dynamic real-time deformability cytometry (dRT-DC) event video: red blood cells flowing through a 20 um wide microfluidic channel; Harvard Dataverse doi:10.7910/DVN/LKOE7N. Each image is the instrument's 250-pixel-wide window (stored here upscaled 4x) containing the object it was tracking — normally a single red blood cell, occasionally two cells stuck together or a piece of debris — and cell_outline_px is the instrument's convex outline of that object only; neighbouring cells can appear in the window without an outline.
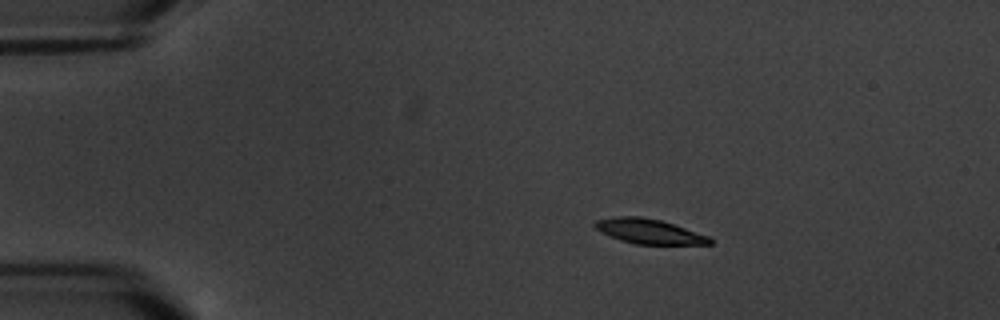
{"species": "common noctule bat (a hibernating species)", "species_latin": "Nyctalus noctula", "temperature_condition": "warm", "stored_images_in_passage": 6, "camera_frame_rate_fps": 3000, "um_per_image_px": 0.085, "animal": {"sex": "male", "body_mass_g": 20.1, "forearm_length_mm": 53.5}, "frame": {"image": 1, "passage_image": 3, "time_ms": 2.333, "image_size_px": [1000, 320], "cell_outline_px": [[712, 244], [636, 244], [620, 240], [596, 228], [592, 224], [596, 220], [616, 216], [640, 216], [660, 220], [712, 236]], "centroid_in_image_um": [55.22, 19.66], "position_along_channel_um": 29.8, "area_um2": 16.53}}